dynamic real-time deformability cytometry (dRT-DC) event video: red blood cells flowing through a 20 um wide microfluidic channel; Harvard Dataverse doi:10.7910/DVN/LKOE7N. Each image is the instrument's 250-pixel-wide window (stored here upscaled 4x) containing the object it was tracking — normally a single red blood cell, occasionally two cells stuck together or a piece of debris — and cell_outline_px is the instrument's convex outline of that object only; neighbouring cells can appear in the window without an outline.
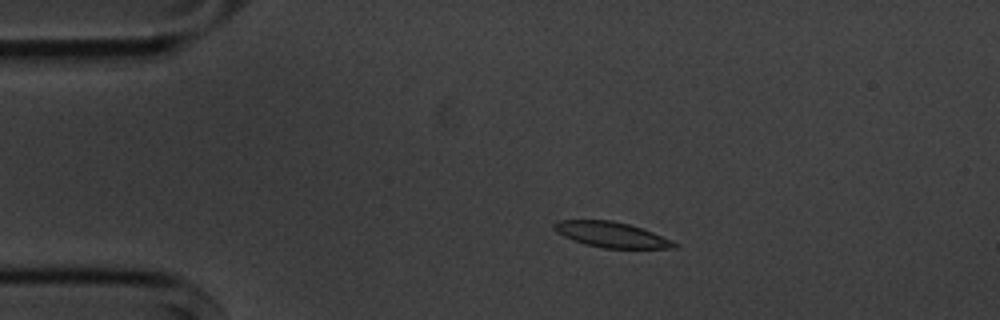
{"species": "common noctule bat (a hibernating species)", "species_latin": "Nyctalus noctula", "temperature_condition": "cold", "stored_images_in_passage": 7, "camera_frame_rate_fps": 3000, "um_per_image_px": 0.085, "animal": {"sex": "male", "body_mass_g": 20.1, "forearm_length_mm": 53.5}, "frame": {"image": 1, "passage_image": 3, "time_ms": 2.333, "image_size_px": [1000, 320], "cell_outline_px": [[680, 244], [676, 248], [604, 248], [584, 244], [572, 240], [556, 232], [552, 228], [552, 224], [556, 220], [612, 220], [628, 224], [652, 232]], "centroid_in_image_um": [51.92, 19.94], "position_along_channel_um": 33.1, "area_um2": 17.8}}
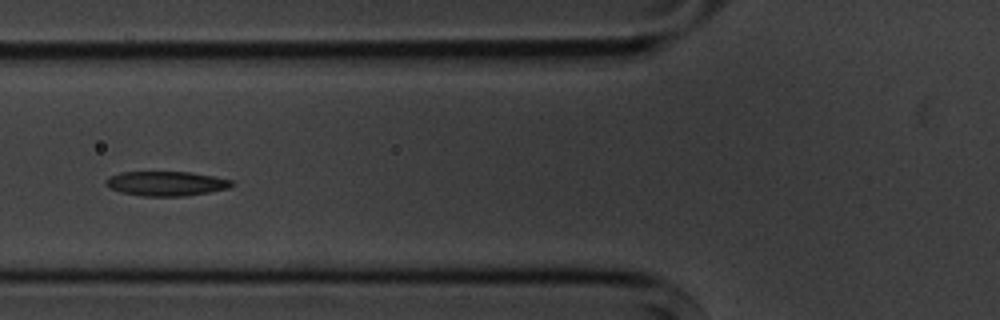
{"frame": {"image": 2, "passage_image": 6, "time_ms": 5.667, "image_size_px": [1000, 320], "cell_outline_px": [[236, 184], [228, 188], [208, 192], [184, 196], [144, 196], [120, 192], [104, 184], [104, 180], [108, 176], [120, 172], [192, 172], [232, 180]], "centroid_in_image_um": [14.11, 15.59], "position_along_channel_um": 111.7, "area_um2": 18.03}}
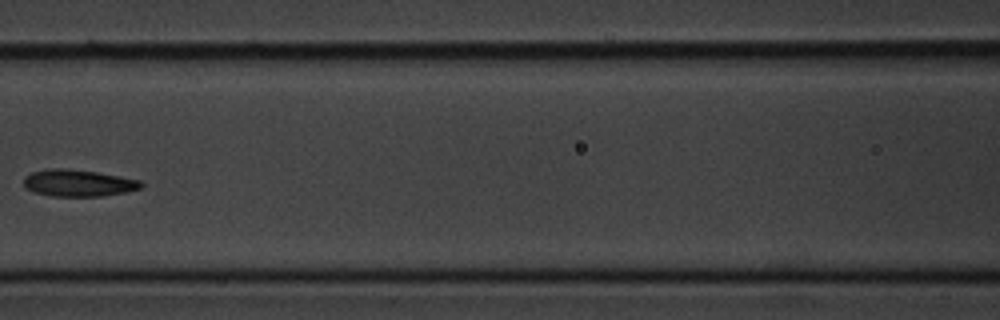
{"frame": {"image": 3, "passage_image": 7, "time_ms": 7.0, "image_size_px": [1000, 320], "cell_outline_px": [[144, 184], [140, 188], [124, 192], [100, 196], [52, 196], [32, 192], [24, 188], [24, 176], [32, 172], [48, 168], [68, 168], [96, 172], [120, 176], [140, 180]], "centroid_in_image_um": [6.6, 15.55], "position_along_channel_um": 160.0, "area_um2": 18.44}}